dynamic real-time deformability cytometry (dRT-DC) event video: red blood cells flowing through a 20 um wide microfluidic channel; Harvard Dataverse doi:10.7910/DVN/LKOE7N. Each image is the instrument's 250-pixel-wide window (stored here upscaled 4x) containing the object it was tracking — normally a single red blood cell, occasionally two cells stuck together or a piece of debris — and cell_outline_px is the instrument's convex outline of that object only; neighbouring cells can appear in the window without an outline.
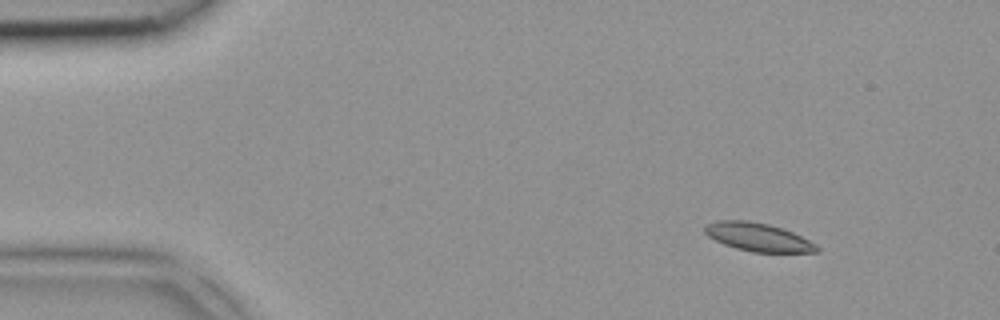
{"species": "common noctule bat (a hibernating species)", "species_latin": "Nyctalus noctula", "temperature_condition": "room temperature", "stored_images_in_passage": 3, "camera_frame_rate_fps": 3000, "um_per_image_px": 0.085, "animal": {"sex": "female", "body_mass_g": 18.4}, "frame": {"image": 1, "passage_image": 1, "time_ms": 0.0, "image_size_px": [1000, 320], "cell_outline_px": [[820, 252], [752, 252], [736, 248], [724, 244], [708, 236], [704, 232], [704, 228], [708, 224], [716, 220], [748, 220], [768, 224], [792, 232], [816, 244], [820, 248]], "centroid_in_image_um": [64.43, 20.15], "position_along_channel_um": 20.6, "area_um2": 18.32}}